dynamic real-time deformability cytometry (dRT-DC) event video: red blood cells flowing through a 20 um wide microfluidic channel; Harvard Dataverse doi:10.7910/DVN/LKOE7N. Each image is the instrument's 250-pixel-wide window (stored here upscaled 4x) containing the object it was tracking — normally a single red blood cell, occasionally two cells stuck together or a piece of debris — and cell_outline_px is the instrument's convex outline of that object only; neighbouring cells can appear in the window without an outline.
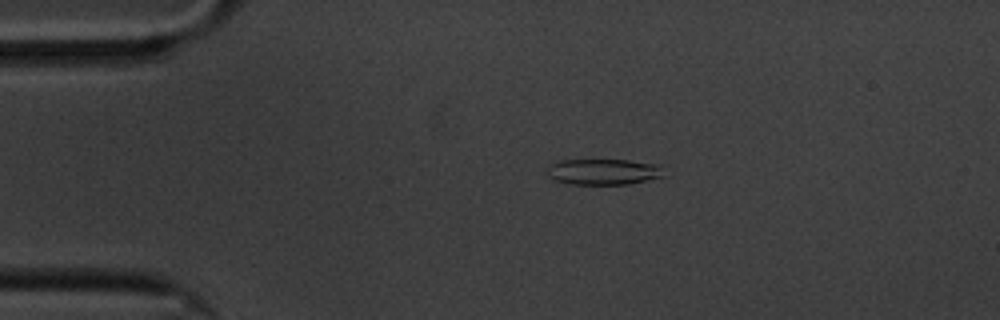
{"species": "common noctule bat (a hibernating species)", "species_latin": "Nyctalus noctula", "temperature_condition": "cold", "stored_images_in_passage": 53, "camera_frame_rate_fps": 3000, "um_per_image_px": 0.085, "animal": {"sex": "male", "body_mass_g": 20.1, "forearm_length_mm": 53.5}, "frame": {"image": 1, "passage_image": 6, "time_ms": 1.667, "image_size_px": [1000, 320], "cell_outline_px": [[664, 176], [628, 184], [568, 184], [552, 180], [548, 176], [544, 168], [548, 164], [556, 160], [628, 160], [660, 164]], "centroid_in_image_um": [51.19, 14.59], "position_along_channel_um": 33.8, "area_um2": 17.98}}
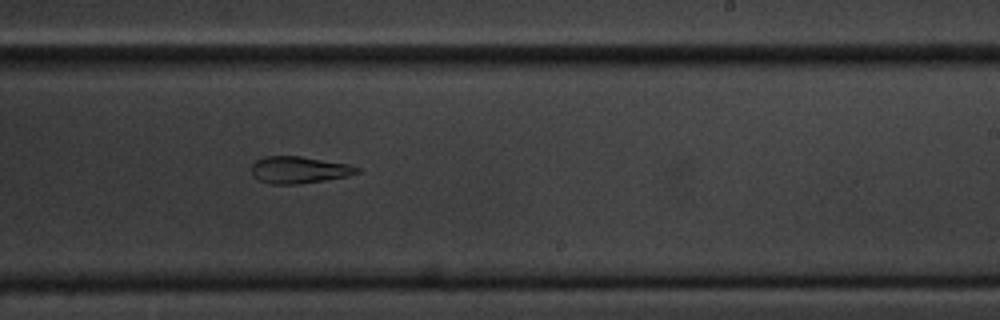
{"frame": {"image": 2, "passage_image": 30, "time_ms": 9.667, "image_size_px": [1000, 320], "cell_outline_px": [[360, 172], [348, 176], [324, 180], [296, 184], [268, 184], [252, 176], [252, 164], [256, 160], [264, 156], [300, 156], [348, 164], [360, 168]], "centroid_in_image_um": [25.4, 14.44], "position_along_channel_um": 263.6, "area_um2": 16.53}}
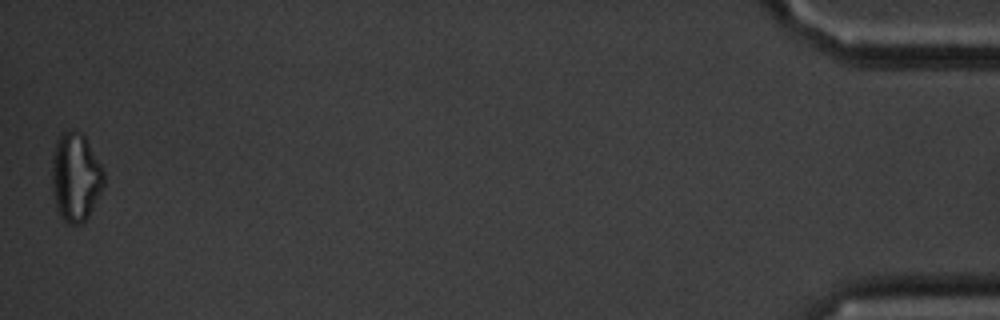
{"frame": {"image": 3, "passage_image": 53, "time_ms": 17.333, "image_size_px": [1000, 320], "cell_outline_px": [[104, 184], [88, 216], [80, 224], [68, 224], [64, 220], [56, 208], [52, 188], [52, 152], [56, 140], [60, 132], [72, 128], [80, 132], [84, 136], [100, 164], [104, 172]], "centroid_in_image_um": [6.39, 15.01], "position_along_channel_um": 428.8, "area_um2": 26.76}, "authors_computed_cell_mechanics": {"area_um2": 17.6868, "velocity_mm_per_s": 3.3597, "shape_relaxation_time_tau1_ms": null, "shape_relaxation_time_tau2_ms": 5.0563, "deformation_change_tau1": null, "deformation_change_tau2": 0.1441}}